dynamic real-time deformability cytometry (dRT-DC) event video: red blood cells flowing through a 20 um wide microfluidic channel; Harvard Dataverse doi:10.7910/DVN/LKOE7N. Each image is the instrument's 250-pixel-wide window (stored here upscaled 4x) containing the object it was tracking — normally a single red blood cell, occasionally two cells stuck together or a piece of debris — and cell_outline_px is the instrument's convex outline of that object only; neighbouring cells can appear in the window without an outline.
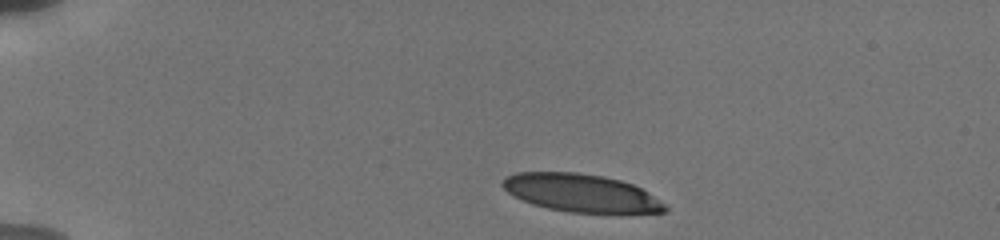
{"species": "human", "species_latin": "Homo sapiens", "temperature_condition": "cold", "stored_images_in_passage": 5, "camera_frame_rate_fps": 3000, "um_per_image_px": 0.085, "donor": {"sex": "male"}, "frame": {"image": 1, "passage_image": 1, "time_ms": 0.0, "image_size_px": [1000, 240], "cell_outline_px": [[668, 208], [664, 212], [624, 216], [568, 212], [548, 208], [532, 204], [508, 192], [500, 184], [504, 176], [516, 172], [576, 172], [604, 176], [620, 180], [632, 184], [648, 192], [664, 204]], "centroid_in_image_um": [49.46, 16.44], "position_along_channel_um": 35.5, "area_um2": 36.88}}
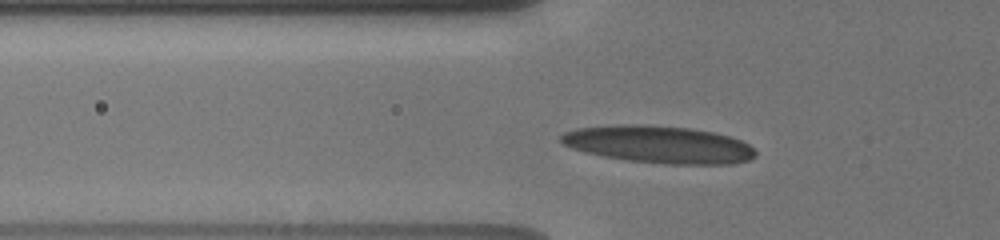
{"frame": {"image": 2, "passage_image": 4, "time_ms": 2.667, "image_size_px": [1000, 240], "cell_outline_px": [[756, 156], [748, 160], [732, 164], [668, 164], [628, 160], [604, 156], [584, 152], [572, 148], [564, 144], [560, 140], [560, 136], [564, 132], [576, 128], [616, 124], [644, 124], [692, 128], [712, 132], [728, 136], [740, 140], [748, 144], [756, 152]], "centroid_in_image_um": [55.98, 12.27], "position_along_channel_um": 69.8, "area_um2": 42.37}}